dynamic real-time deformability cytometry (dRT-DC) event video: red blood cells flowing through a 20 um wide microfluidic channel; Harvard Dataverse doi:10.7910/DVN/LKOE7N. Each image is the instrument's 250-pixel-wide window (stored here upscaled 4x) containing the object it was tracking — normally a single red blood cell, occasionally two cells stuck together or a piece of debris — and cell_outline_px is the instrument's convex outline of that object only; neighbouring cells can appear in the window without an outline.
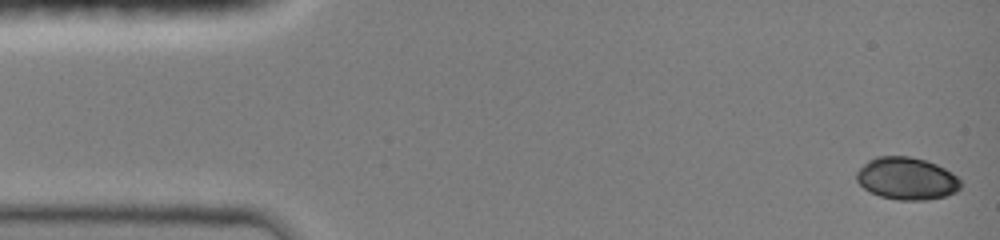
{"species": "common noctule bat (a hibernating species)", "species_latin": "Nyctalus noctula", "temperature_condition": "room temperature", "stored_images_in_passage": 76, "camera_frame_rate_fps": 3000, "um_per_image_px": 0.085, "animal": {"sex": "female", "body_mass_g": 19.0, "forearm_length_mm": 51.5}, "frame": {"image": 1, "passage_image": 1, "time_ms": 0.0, "image_size_px": [1000, 240], "cell_outline_px": [[960, 188], [956, 192], [944, 196], [924, 200], [900, 200], [880, 196], [864, 188], [856, 180], [856, 172], [868, 160], [876, 156], [908, 156], [924, 160], [936, 164], [944, 168], [956, 176], [960, 180]], "centroid_in_image_um": [77.05, 15.17], "position_along_channel_um": 7.9, "area_um2": 25.49}}
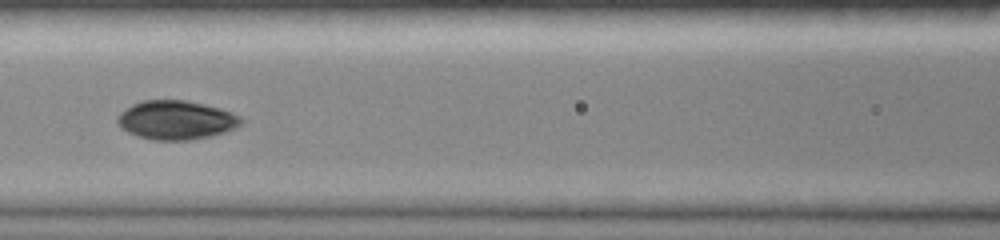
{"frame": {"image": 2, "passage_image": 47, "time_ms": 6.333, "image_size_px": [1000, 240], "cell_outline_px": [[244, 120], [236, 128], [212, 136], [188, 140], [152, 140], [128, 132], [116, 120], [116, 116], [120, 112], [132, 104], [144, 100], [184, 100], [204, 104], [220, 108], [232, 112], [240, 116]], "centroid_in_image_um": [14.99, 10.2], "position_along_channel_um": 151.6, "area_um2": 27.98}}
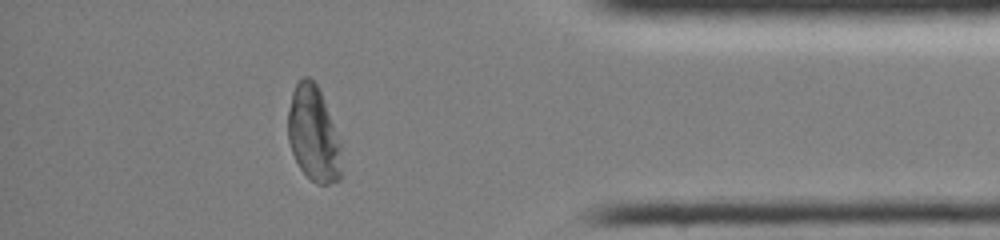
{"frame": {"image": 3, "passage_image": 69, "time_ms": 13.0, "image_size_px": [1000, 240], "cell_outline_px": [[340, 180], [328, 184], [316, 184], [300, 168], [292, 152], [288, 140], [288, 108], [292, 92], [296, 84], [304, 76], [308, 76], [316, 84], [320, 92], [340, 140]], "centroid_in_image_um": [26.63, 11.39], "position_along_channel_um": 408.6, "area_um2": 29.36}, "authors_computed_cell_mechanics": {"area_um2": 26.7903, "velocity_mm_per_s": 4.1318, "shape_relaxation_time_tau1_ms": 5.5513, "shape_relaxation_time_tau2_ms": 6.8539, "deformation_change_tau1": 0.2152, "deformation_change_tau2": 0.048}}